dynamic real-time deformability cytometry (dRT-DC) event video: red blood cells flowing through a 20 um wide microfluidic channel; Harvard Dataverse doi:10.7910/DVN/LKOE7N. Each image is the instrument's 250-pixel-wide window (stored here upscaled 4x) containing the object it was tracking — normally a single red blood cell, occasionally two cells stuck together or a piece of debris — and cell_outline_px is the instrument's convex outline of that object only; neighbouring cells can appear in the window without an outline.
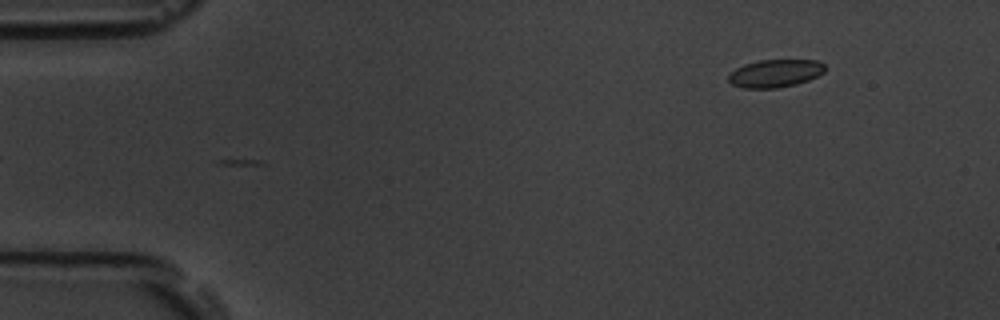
{"species": "common noctule bat (a hibernating species)", "species_latin": "Nyctalus noctula", "temperature_condition": "room temperature", "stored_images_in_passage": 4, "camera_frame_rate_fps": 3000, "um_per_image_px": 0.085, "animal": {"sex": "male", "body_mass_g": 19.5, "forearm_length_mm": 54.6}, "frame": {"image": 1, "passage_image": 4, "time_ms": 1.0, "image_size_px": [1000, 320], "cell_outline_px": [[828, 68], [824, 72], [808, 80], [796, 84], [776, 88], [744, 88], [732, 84], [728, 80], [728, 76], [736, 68], [744, 64], [760, 60], [816, 60], [824, 64]], "centroid_in_image_um": [65.91, 6.23], "position_along_channel_um": 19.1, "area_um2": 15.61}}